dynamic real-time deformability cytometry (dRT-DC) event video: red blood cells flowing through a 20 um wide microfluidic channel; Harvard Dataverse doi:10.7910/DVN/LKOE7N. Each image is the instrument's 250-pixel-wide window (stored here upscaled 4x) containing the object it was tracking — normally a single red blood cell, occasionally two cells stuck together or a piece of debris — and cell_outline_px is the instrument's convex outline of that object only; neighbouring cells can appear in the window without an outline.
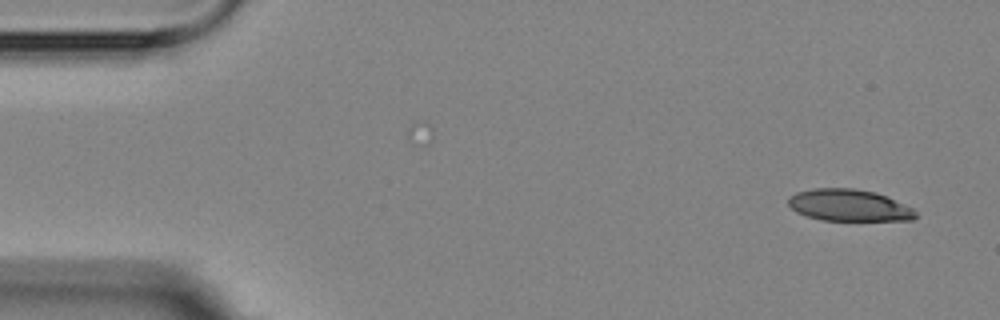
{"species": "Egyptian fruit bat (a non-hibernating species)", "species_latin": "Rousettus aegyptiacus", "temperature_condition": "room temperature", "stored_images_in_passage": 4, "camera_frame_rate_fps": 3000, "um_per_image_px": 0.085, "animal": {"sex": "female"}, "frame": {"image": 1, "passage_image": 1, "time_ms": 0.0, "image_size_px": [1000, 320], "cell_outline_px": [[916, 216], [912, 220], [820, 220], [796, 212], [788, 204], [788, 200], [796, 192], [812, 188], [852, 188], [876, 192], [888, 196], [912, 208], [916, 212]], "centroid_in_image_um": [72.17, 17.44], "position_along_channel_um": 12.8, "area_um2": 23.52}}
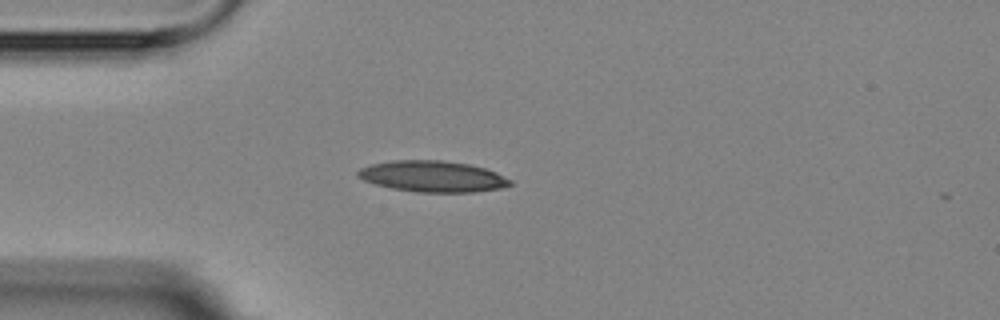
{"frame": {"image": 2, "passage_image": 4, "time_ms": 3.667, "image_size_px": [1000, 320], "cell_outline_px": [[512, 184], [504, 188], [476, 192], [416, 192], [392, 188], [376, 184], [364, 180], [356, 176], [356, 172], [360, 168], [372, 164], [392, 160], [444, 160], [468, 164], [484, 168], [496, 172], [512, 180]], "centroid_in_image_um": [36.79, 14.99], "position_along_channel_um": 48.2, "area_um2": 27.74}}